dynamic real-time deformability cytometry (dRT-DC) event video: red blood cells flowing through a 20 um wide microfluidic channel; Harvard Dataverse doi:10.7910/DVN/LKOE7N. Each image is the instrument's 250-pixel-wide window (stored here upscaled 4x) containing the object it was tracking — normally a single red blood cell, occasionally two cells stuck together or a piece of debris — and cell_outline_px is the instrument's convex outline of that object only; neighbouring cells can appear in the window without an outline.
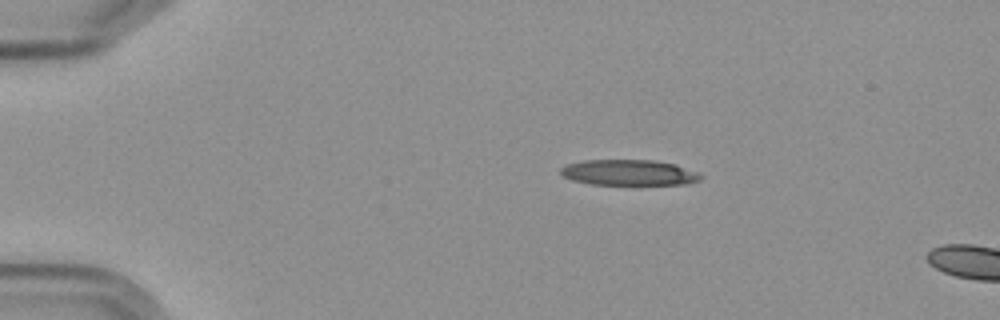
{"species": "Egyptian fruit bat (a non-hibernating species)", "species_latin": "Rousettus aegyptiacus", "temperature_condition": "cold", "stored_images_in_passage": 3, "camera_frame_rate_fps": 3000, "um_per_image_px": 0.085, "frame": {"image": 1, "passage_image": 1, "time_ms": 0.0, "image_size_px": [1000, 320], "cell_outline_px": [[704, 176], [700, 180], [688, 184], [592, 184], [572, 180], [564, 176], [560, 172], [560, 168], [564, 164], [584, 160], [652, 160], [676, 164], [700, 172]], "centroid_in_image_um": [53.49, 14.66], "position_along_channel_um": 31.5, "area_um2": 21.1}}